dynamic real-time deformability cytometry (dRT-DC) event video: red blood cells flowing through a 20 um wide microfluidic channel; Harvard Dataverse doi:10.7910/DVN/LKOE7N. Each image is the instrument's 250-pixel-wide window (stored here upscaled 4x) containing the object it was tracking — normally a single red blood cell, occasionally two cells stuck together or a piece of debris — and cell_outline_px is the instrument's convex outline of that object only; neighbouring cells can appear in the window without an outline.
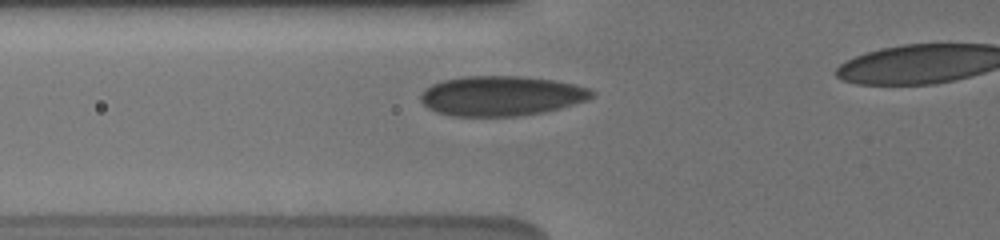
{"species": "human", "species_latin": "Homo sapiens", "temperature_condition": "cold", "stored_images_in_passage": 26, "camera_frame_rate_fps": 3000, "um_per_image_px": 0.085, "donor": {"sex": "male"}, "frame": {"image": 1, "passage_image": 6, "time_ms": 3.0, "image_size_px": [1000, 240], "cell_outline_px": [[596, 92], [588, 100], [544, 112], [516, 116], [452, 116], [436, 112], [428, 108], [420, 100], [420, 96], [424, 88], [432, 84], [444, 80], [464, 76], [520, 76], [556, 80], [576, 84], [588, 88]], "centroid_in_image_um": [42.61, 8.14], "position_along_channel_um": 83.2, "area_um2": 39.94}}
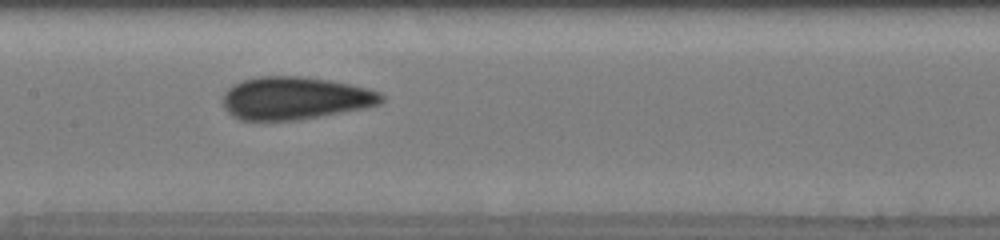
{"frame": {"image": 2, "passage_image": 11, "time_ms": 5.667, "image_size_px": [1000, 240], "cell_outline_px": [[384, 100], [380, 104], [364, 108], [300, 120], [240, 120], [232, 116], [224, 108], [224, 92], [232, 84], [256, 76], [300, 76], [328, 80], [368, 88], [380, 92], [384, 96]], "centroid_in_image_um": [25.07, 8.35], "position_along_channel_um": 182.3, "area_um2": 39.54}}
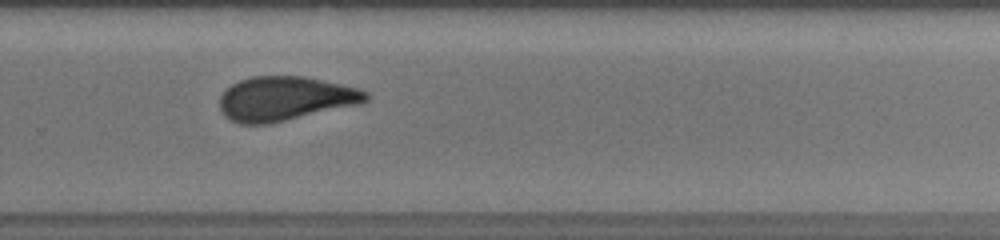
{"frame": {"image": 3, "passage_image": 18, "time_ms": 9.0, "image_size_px": [1000, 240], "cell_outline_px": [[372, 96], [368, 100], [360, 104], [268, 124], [240, 124], [224, 116], [220, 108], [220, 96], [232, 84], [240, 80], [252, 76], [304, 76], [360, 88], [368, 92]], "centroid_in_image_um": [24.27, 8.38], "position_along_channel_um": 305.5, "area_um2": 37.74}, "authors_computed_cell_mechanics": {"area_um2": 39.3618, "velocity_mm_per_s": 3.7143, "shape_relaxation_time_tau1_ms": 5.6324, "shape_relaxation_time_tau2_ms": 1.4505, "deformation_change_tau1": 0.1012, "deformation_change_tau2": 0.065}}